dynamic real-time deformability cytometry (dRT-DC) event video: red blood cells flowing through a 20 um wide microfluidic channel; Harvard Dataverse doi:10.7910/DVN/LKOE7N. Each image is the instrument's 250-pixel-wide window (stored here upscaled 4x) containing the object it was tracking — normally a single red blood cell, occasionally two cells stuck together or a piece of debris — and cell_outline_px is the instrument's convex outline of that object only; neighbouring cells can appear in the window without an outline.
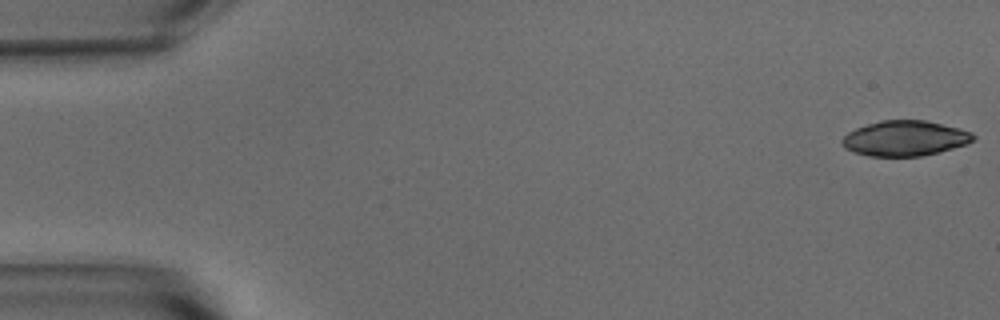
{"species": "common noctule bat (a hibernating species)", "species_latin": "Nyctalus noctula", "temperature_condition": "warm", "stored_images_in_passage": 53, "camera_frame_rate_fps": 3000, "um_per_image_px": 0.085, "animal": {"sex": "male", "body_mass_g": 15.6}, "frame": {"image": 1, "passage_image": 1, "time_ms": 0.0, "image_size_px": [1000, 320], "cell_outline_px": [[976, 140], [968, 144], [920, 156], [868, 156], [852, 152], [844, 148], [840, 144], [840, 140], [848, 132], [856, 128], [880, 120], [924, 120], [972, 132], [976, 136]], "centroid_in_image_um": [76.88, 11.76], "position_along_channel_um": 8.1, "area_um2": 26.93}}
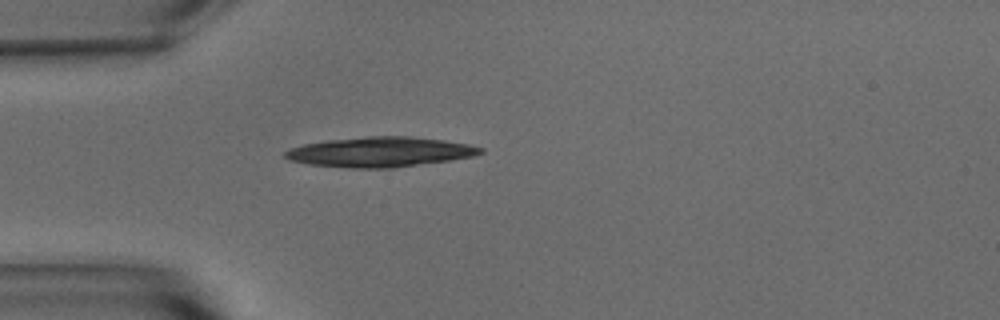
{"frame": {"image": 2, "passage_image": 15, "time_ms": 4.667, "image_size_px": [1000, 320], "cell_outline_px": [[484, 152], [472, 156], [452, 160], [392, 168], [352, 168], [308, 164], [288, 160], [284, 156], [284, 152], [292, 148], [304, 144], [328, 140], [368, 136], [412, 136], [444, 140], [468, 144], [484, 148]], "centroid_in_image_um": [32.33, 12.92], "position_along_channel_um": 52.7, "area_um2": 34.1}}